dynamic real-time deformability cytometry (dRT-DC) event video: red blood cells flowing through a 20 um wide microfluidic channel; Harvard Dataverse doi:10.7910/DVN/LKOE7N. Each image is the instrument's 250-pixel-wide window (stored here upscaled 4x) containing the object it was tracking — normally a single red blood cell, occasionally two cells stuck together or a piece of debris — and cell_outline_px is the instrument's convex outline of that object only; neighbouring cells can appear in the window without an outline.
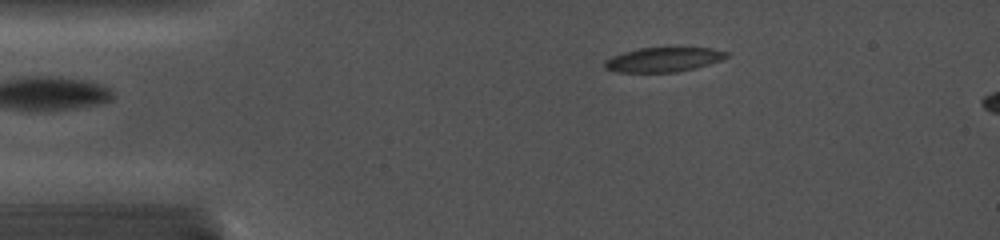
{"species": "common noctule bat (a hibernating species)", "species_latin": "Nyctalus noctula", "temperature_condition": "cold", "stored_images_in_passage": 4, "camera_frame_rate_fps": 5000, "um_per_image_px": 0.085, "animal": {"sex": "female", "body_mass_g": 19.0, "forearm_length_mm": 56.7}, "frame": {"image": 1, "passage_image": 4, "time_ms": 2.8, "image_size_px": [1000, 240], "cell_outline_px": [[728, 56], [720, 60], [696, 68], [676, 72], [612, 72], [604, 68], [604, 60], [612, 56], [624, 52], [640, 48], [668, 44], [712, 48], [728, 52]], "centroid_in_image_um": [56.4, 5.01], "position_along_channel_um": 28.6, "area_um2": 18.38}}